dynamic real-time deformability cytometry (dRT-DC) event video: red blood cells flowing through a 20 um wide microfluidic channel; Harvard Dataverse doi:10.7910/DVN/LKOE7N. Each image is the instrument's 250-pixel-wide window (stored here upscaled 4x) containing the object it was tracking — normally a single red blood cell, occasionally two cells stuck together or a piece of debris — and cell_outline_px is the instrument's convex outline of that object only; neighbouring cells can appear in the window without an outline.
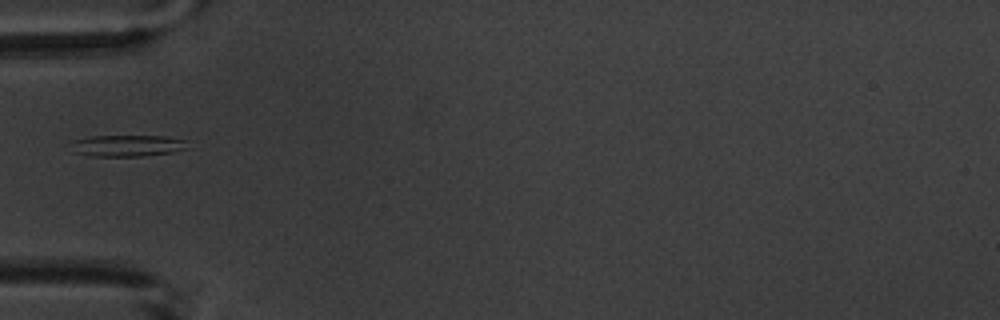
{"species": "common noctule bat (a hibernating species)", "species_latin": "Nyctalus noctula", "temperature_condition": "warm", "stored_images_in_passage": 6, "camera_frame_rate_fps": 3000, "um_per_image_px": 0.085, "animal": {"sex": "male", "body_mass_g": 20.1, "forearm_length_mm": 53.5}, "frame": {"image": 1, "passage_image": 6, "time_ms": 6.0, "image_size_px": [1000, 320], "cell_outline_px": [[188, 148], [172, 152], [144, 156], [92, 156], [72, 152], [72, 140], [92, 136], [164, 136], [188, 140]], "centroid_in_image_um": [10.84, 12.38], "position_along_channel_um": 74.2, "area_um2": 14.74}}